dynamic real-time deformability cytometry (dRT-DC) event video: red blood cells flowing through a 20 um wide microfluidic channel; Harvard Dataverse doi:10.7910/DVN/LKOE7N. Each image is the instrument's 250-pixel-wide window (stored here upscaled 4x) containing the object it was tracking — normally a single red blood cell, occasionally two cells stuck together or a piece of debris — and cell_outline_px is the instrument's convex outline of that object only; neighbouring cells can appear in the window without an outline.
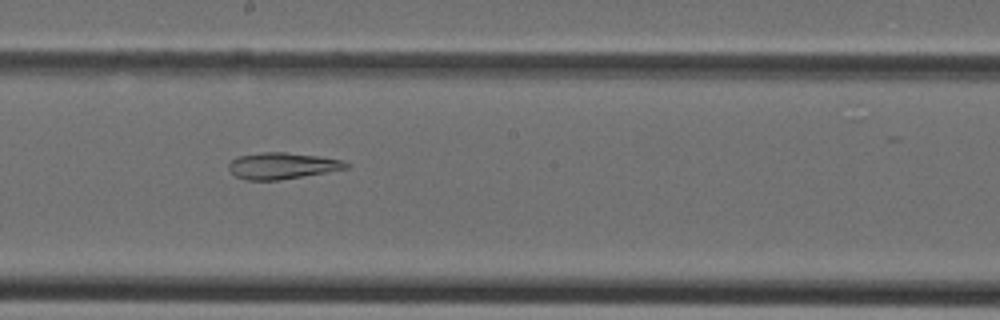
{"species": "Egyptian fruit bat (a non-hibernating species)", "species_latin": "Rousettus aegyptiacus", "temperature_condition": "cold", "stored_images_in_passage": 28, "camera_frame_rate_fps": 3000, "um_per_image_px": 0.085, "animal": {"sex": "female"}, "frame": {"image": 1, "passage_image": 10, "time_ms": 3.0, "image_size_px": [1000, 320], "cell_outline_px": [[352, 164], [348, 168], [304, 176], [280, 180], [248, 180], [236, 176], [228, 168], [228, 164], [236, 156], [260, 152], [284, 152], [316, 156], [344, 160]], "centroid_in_image_um": [23.99, 14.08], "position_along_channel_um": 224.2, "area_um2": 18.09}}
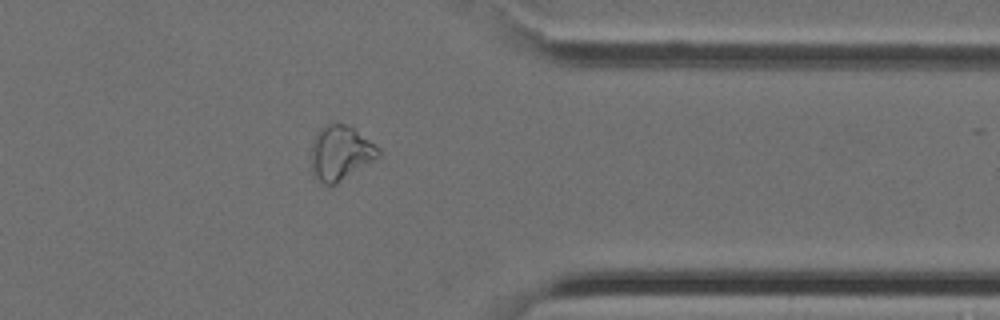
{"frame": {"image": 2, "passage_image": 20, "time_ms": 6.333, "image_size_px": [1000, 320], "cell_outline_px": [[380, 156], [336, 184], [320, 184], [312, 176], [312, 140], [316, 132], [328, 120], [348, 124], [380, 148]], "centroid_in_image_um": [28.9, 12.96], "position_along_channel_um": 382.5, "area_um2": 21.79}}
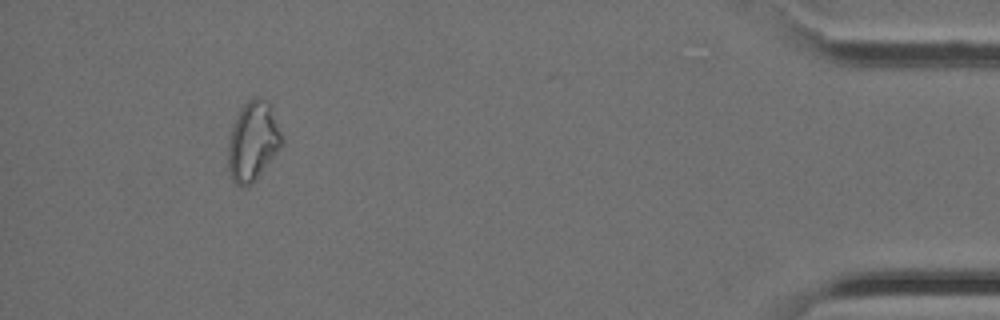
{"frame": {"image": 3, "passage_image": 25, "time_ms": 8.0, "image_size_px": [1000, 320], "cell_outline_px": [[284, 144], [256, 180], [252, 184], [240, 188], [232, 180], [228, 172], [228, 144], [232, 128], [244, 104], [248, 100], [268, 100], [272, 104]], "centroid_in_image_um": [21.52, 12.07], "position_along_channel_um": 413.7, "area_um2": 24.8}}